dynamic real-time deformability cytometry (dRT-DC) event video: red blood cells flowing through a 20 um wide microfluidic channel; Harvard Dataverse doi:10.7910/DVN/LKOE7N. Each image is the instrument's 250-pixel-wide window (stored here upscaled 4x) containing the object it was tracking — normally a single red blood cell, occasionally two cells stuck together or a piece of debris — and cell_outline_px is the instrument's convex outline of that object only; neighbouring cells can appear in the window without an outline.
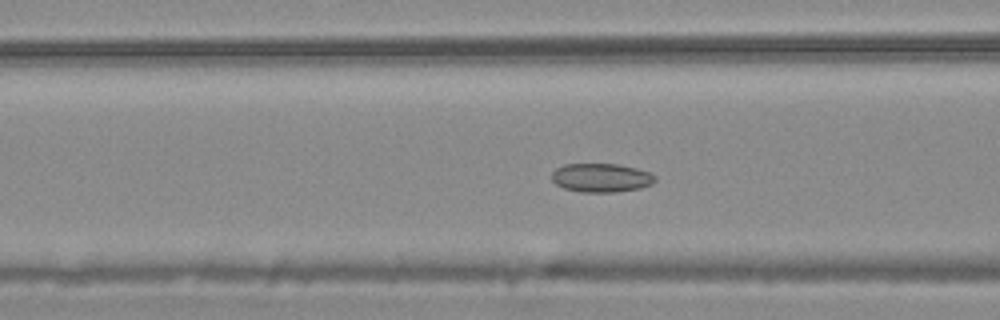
{"species": "common noctule bat (a hibernating species)", "species_latin": "Nyctalus noctula", "temperature_condition": "warm", "stored_images_in_passage": 45, "camera_frame_rate_fps": 3000, "um_per_image_px": 0.085, "animal": {"sex": "male", "body_mass_g": 20.4}, "frame": {"image": 1, "passage_image": 12, "time_ms": 3.667, "image_size_px": [1000, 320], "cell_outline_px": [[656, 180], [652, 184], [640, 188], [616, 192], [580, 192], [564, 188], [556, 184], [552, 180], [552, 172], [556, 168], [564, 164], [620, 164], [652, 172], [656, 176]], "centroid_in_image_um": [51.13, 15.1], "position_along_channel_um": 115.5, "area_um2": 17.51}}
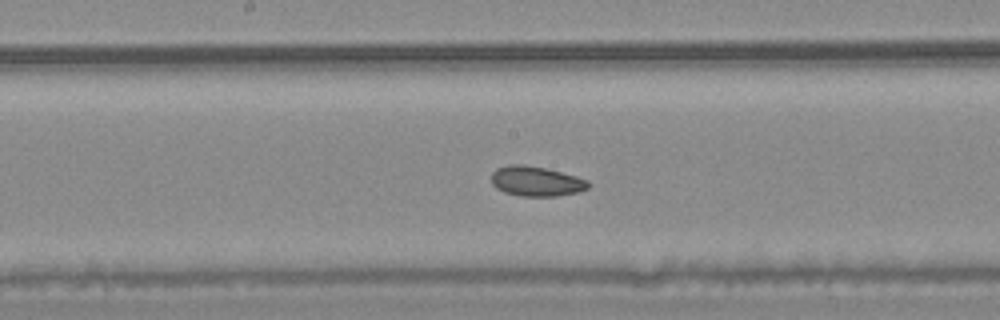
{"frame": {"image": 2, "passage_image": 19, "time_ms": 6.0, "image_size_px": [1000, 320], "cell_outline_px": [[588, 188], [576, 192], [556, 196], [520, 196], [504, 192], [496, 188], [492, 184], [492, 172], [496, 168], [508, 164], [524, 164], [544, 168], [576, 176], [588, 180]], "centroid_in_image_um": [45.53, 15.4], "position_along_channel_um": 202.7, "area_um2": 16.82}}
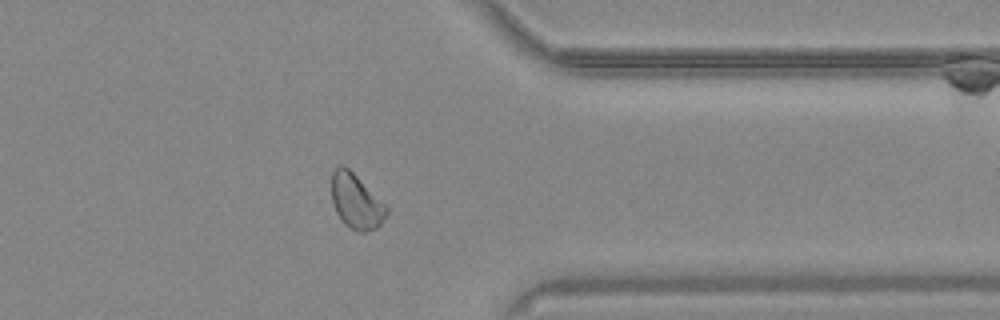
{"frame": {"image": 3, "passage_image": 34, "time_ms": 11.0, "image_size_px": [1000, 320], "cell_outline_px": [[388, 212], [380, 224], [376, 228], [364, 232], [356, 232], [344, 224], [336, 212], [332, 204], [332, 172], [336, 164], [344, 164], [388, 208]], "centroid_in_image_um": [30.23, 17.12], "position_along_channel_um": 381.2, "area_um2": 17.4}, "authors_computed_cell_mechanics": {"area_um2": 17.3978, "velocity_mm_per_s": 3.7305, "shape_relaxation_time_tau1_ms": null, "shape_relaxation_time_tau2_ms": 3.8143, "deformation_change_tau1": null, "deformation_change_tau2": 0.0799}}